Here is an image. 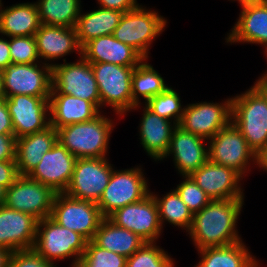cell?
Masks as SVG:
<instances>
[{
  "instance_id": "cell-50",
  "label": "cell",
  "mask_w": 267,
  "mask_h": 267,
  "mask_svg": "<svg viewBox=\"0 0 267 267\" xmlns=\"http://www.w3.org/2000/svg\"><path fill=\"white\" fill-rule=\"evenodd\" d=\"M3 97L2 70H0V98Z\"/></svg>"
},
{
  "instance_id": "cell-38",
  "label": "cell",
  "mask_w": 267,
  "mask_h": 267,
  "mask_svg": "<svg viewBox=\"0 0 267 267\" xmlns=\"http://www.w3.org/2000/svg\"><path fill=\"white\" fill-rule=\"evenodd\" d=\"M183 178V181L174 190L194 214L204 208L211 199L190 176H183Z\"/></svg>"
},
{
  "instance_id": "cell-9",
  "label": "cell",
  "mask_w": 267,
  "mask_h": 267,
  "mask_svg": "<svg viewBox=\"0 0 267 267\" xmlns=\"http://www.w3.org/2000/svg\"><path fill=\"white\" fill-rule=\"evenodd\" d=\"M8 64L2 70L3 97L28 95L49 99L52 89V64Z\"/></svg>"
},
{
  "instance_id": "cell-28",
  "label": "cell",
  "mask_w": 267,
  "mask_h": 267,
  "mask_svg": "<svg viewBox=\"0 0 267 267\" xmlns=\"http://www.w3.org/2000/svg\"><path fill=\"white\" fill-rule=\"evenodd\" d=\"M197 251L201 260L194 267H257L260 264L243 241Z\"/></svg>"
},
{
  "instance_id": "cell-17",
  "label": "cell",
  "mask_w": 267,
  "mask_h": 267,
  "mask_svg": "<svg viewBox=\"0 0 267 267\" xmlns=\"http://www.w3.org/2000/svg\"><path fill=\"white\" fill-rule=\"evenodd\" d=\"M190 177L211 200L244 199L243 178L231 168L208 160Z\"/></svg>"
},
{
  "instance_id": "cell-30",
  "label": "cell",
  "mask_w": 267,
  "mask_h": 267,
  "mask_svg": "<svg viewBox=\"0 0 267 267\" xmlns=\"http://www.w3.org/2000/svg\"><path fill=\"white\" fill-rule=\"evenodd\" d=\"M93 241L99 247L126 258L130 257L145 243L138 235L117 226L108 217L102 219Z\"/></svg>"
},
{
  "instance_id": "cell-49",
  "label": "cell",
  "mask_w": 267,
  "mask_h": 267,
  "mask_svg": "<svg viewBox=\"0 0 267 267\" xmlns=\"http://www.w3.org/2000/svg\"><path fill=\"white\" fill-rule=\"evenodd\" d=\"M236 1H238L240 5L265 2V0H236Z\"/></svg>"
},
{
  "instance_id": "cell-39",
  "label": "cell",
  "mask_w": 267,
  "mask_h": 267,
  "mask_svg": "<svg viewBox=\"0 0 267 267\" xmlns=\"http://www.w3.org/2000/svg\"><path fill=\"white\" fill-rule=\"evenodd\" d=\"M8 267H56L34 249L18 250L11 253Z\"/></svg>"
},
{
  "instance_id": "cell-5",
  "label": "cell",
  "mask_w": 267,
  "mask_h": 267,
  "mask_svg": "<svg viewBox=\"0 0 267 267\" xmlns=\"http://www.w3.org/2000/svg\"><path fill=\"white\" fill-rule=\"evenodd\" d=\"M167 21L156 11L138 8L123 13L113 36L124 44L132 46L148 60L150 45L165 30Z\"/></svg>"
},
{
  "instance_id": "cell-44",
  "label": "cell",
  "mask_w": 267,
  "mask_h": 267,
  "mask_svg": "<svg viewBox=\"0 0 267 267\" xmlns=\"http://www.w3.org/2000/svg\"><path fill=\"white\" fill-rule=\"evenodd\" d=\"M9 41L0 38V70H4L8 64H11Z\"/></svg>"
},
{
  "instance_id": "cell-40",
  "label": "cell",
  "mask_w": 267,
  "mask_h": 267,
  "mask_svg": "<svg viewBox=\"0 0 267 267\" xmlns=\"http://www.w3.org/2000/svg\"><path fill=\"white\" fill-rule=\"evenodd\" d=\"M16 160L0 161V185L6 189L19 177Z\"/></svg>"
},
{
  "instance_id": "cell-31",
  "label": "cell",
  "mask_w": 267,
  "mask_h": 267,
  "mask_svg": "<svg viewBox=\"0 0 267 267\" xmlns=\"http://www.w3.org/2000/svg\"><path fill=\"white\" fill-rule=\"evenodd\" d=\"M146 61L147 59L137 65L132 74V110L140 108V96L144 98L146 103L150 98L160 94L168 87L159 72Z\"/></svg>"
},
{
  "instance_id": "cell-18",
  "label": "cell",
  "mask_w": 267,
  "mask_h": 267,
  "mask_svg": "<svg viewBox=\"0 0 267 267\" xmlns=\"http://www.w3.org/2000/svg\"><path fill=\"white\" fill-rule=\"evenodd\" d=\"M76 159L57 141L28 177L51 187L56 193H64L71 181Z\"/></svg>"
},
{
  "instance_id": "cell-21",
  "label": "cell",
  "mask_w": 267,
  "mask_h": 267,
  "mask_svg": "<svg viewBox=\"0 0 267 267\" xmlns=\"http://www.w3.org/2000/svg\"><path fill=\"white\" fill-rule=\"evenodd\" d=\"M82 57L89 63H113L136 67L145 58L132 46L117 40L113 35L94 38L82 47Z\"/></svg>"
},
{
  "instance_id": "cell-13",
  "label": "cell",
  "mask_w": 267,
  "mask_h": 267,
  "mask_svg": "<svg viewBox=\"0 0 267 267\" xmlns=\"http://www.w3.org/2000/svg\"><path fill=\"white\" fill-rule=\"evenodd\" d=\"M56 192L49 186L19 176L6 189L5 206L32 215L38 221L50 217Z\"/></svg>"
},
{
  "instance_id": "cell-47",
  "label": "cell",
  "mask_w": 267,
  "mask_h": 267,
  "mask_svg": "<svg viewBox=\"0 0 267 267\" xmlns=\"http://www.w3.org/2000/svg\"><path fill=\"white\" fill-rule=\"evenodd\" d=\"M11 251L0 247V267H8Z\"/></svg>"
},
{
  "instance_id": "cell-48",
  "label": "cell",
  "mask_w": 267,
  "mask_h": 267,
  "mask_svg": "<svg viewBox=\"0 0 267 267\" xmlns=\"http://www.w3.org/2000/svg\"><path fill=\"white\" fill-rule=\"evenodd\" d=\"M6 188L0 185V206L5 204Z\"/></svg>"
},
{
  "instance_id": "cell-46",
  "label": "cell",
  "mask_w": 267,
  "mask_h": 267,
  "mask_svg": "<svg viewBox=\"0 0 267 267\" xmlns=\"http://www.w3.org/2000/svg\"><path fill=\"white\" fill-rule=\"evenodd\" d=\"M256 165L267 172V146L256 155Z\"/></svg>"
},
{
  "instance_id": "cell-1",
  "label": "cell",
  "mask_w": 267,
  "mask_h": 267,
  "mask_svg": "<svg viewBox=\"0 0 267 267\" xmlns=\"http://www.w3.org/2000/svg\"><path fill=\"white\" fill-rule=\"evenodd\" d=\"M244 199L211 200L199 212L193 214L188 234L198 250L225 246L242 241L237 230V220Z\"/></svg>"
},
{
  "instance_id": "cell-11",
  "label": "cell",
  "mask_w": 267,
  "mask_h": 267,
  "mask_svg": "<svg viewBox=\"0 0 267 267\" xmlns=\"http://www.w3.org/2000/svg\"><path fill=\"white\" fill-rule=\"evenodd\" d=\"M208 142L209 160L233 169L242 178L250 171L249 161L256 163V154L249 148L246 139L233 122L222 128Z\"/></svg>"
},
{
  "instance_id": "cell-22",
  "label": "cell",
  "mask_w": 267,
  "mask_h": 267,
  "mask_svg": "<svg viewBox=\"0 0 267 267\" xmlns=\"http://www.w3.org/2000/svg\"><path fill=\"white\" fill-rule=\"evenodd\" d=\"M237 23L225 38L226 43L261 44L267 54V3L241 5Z\"/></svg>"
},
{
  "instance_id": "cell-20",
  "label": "cell",
  "mask_w": 267,
  "mask_h": 267,
  "mask_svg": "<svg viewBox=\"0 0 267 267\" xmlns=\"http://www.w3.org/2000/svg\"><path fill=\"white\" fill-rule=\"evenodd\" d=\"M205 141L204 138L185 131L177 125L164 158L172 155L178 173L181 176H190L209 160V147L205 148Z\"/></svg>"
},
{
  "instance_id": "cell-12",
  "label": "cell",
  "mask_w": 267,
  "mask_h": 267,
  "mask_svg": "<svg viewBox=\"0 0 267 267\" xmlns=\"http://www.w3.org/2000/svg\"><path fill=\"white\" fill-rule=\"evenodd\" d=\"M111 165L107 157L76 159L71 181L64 193L75 199L97 203L112 175Z\"/></svg>"
},
{
  "instance_id": "cell-2",
  "label": "cell",
  "mask_w": 267,
  "mask_h": 267,
  "mask_svg": "<svg viewBox=\"0 0 267 267\" xmlns=\"http://www.w3.org/2000/svg\"><path fill=\"white\" fill-rule=\"evenodd\" d=\"M113 127L112 119L100 113L92 120L57 129V141L77 159L103 158L108 152Z\"/></svg>"
},
{
  "instance_id": "cell-33",
  "label": "cell",
  "mask_w": 267,
  "mask_h": 267,
  "mask_svg": "<svg viewBox=\"0 0 267 267\" xmlns=\"http://www.w3.org/2000/svg\"><path fill=\"white\" fill-rule=\"evenodd\" d=\"M154 197L159 214L161 226L164 222H169L175 227L185 229L188 232L193 222V213L188 209L186 204L179 197L178 193L173 189L162 198L150 192Z\"/></svg>"
},
{
  "instance_id": "cell-3",
  "label": "cell",
  "mask_w": 267,
  "mask_h": 267,
  "mask_svg": "<svg viewBox=\"0 0 267 267\" xmlns=\"http://www.w3.org/2000/svg\"><path fill=\"white\" fill-rule=\"evenodd\" d=\"M231 122L256 155L267 146V100L254 85L232 97Z\"/></svg>"
},
{
  "instance_id": "cell-14",
  "label": "cell",
  "mask_w": 267,
  "mask_h": 267,
  "mask_svg": "<svg viewBox=\"0 0 267 267\" xmlns=\"http://www.w3.org/2000/svg\"><path fill=\"white\" fill-rule=\"evenodd\" d=\"M223 102L219 104L204 101L187 104L178 126L208 142L231 122L232 98H227Z\"/></svg>"
},
{
  "instance_id": "cell-32",
  "label": "cell",
  "mask_w": 267,
  "mask_h": 267,
  "mask_svg": "<svg viewBox=\"0 0 267 267\" xmlns=\"http://www.w3.org/2000/svg\"><path fill=\"white\" fill-rule=\"evenodd\" d=\"M41 24L74 28L82 11L81 0H38Z\"/></svg>"
},
{
  "instance_id": "cell-41",
  "label": "cell",
  "mask_w": 267,
  "mask_h": 267,
  "mask_svg": "<svg viewBox=\"0 0 267 267\" xmlns=\"http://www.w3.org/2000/svg\"><path fill=\"white\" fill-rule=\"evenodd\" d=\"M16 136L0 134V161L16 160Z\"/></svg>"
},
{
  "instance_id": "cell-19",
  "label": "cell",
  "mask_w": 267,
  "mask_h": 267,
  "mask_svg": "<svg viewBox=\"0 0 267 267\" xmlns=\"http://www.w3.org/2000/svg\"><path fill=\"white\" fill-rule=\"evenodd\" d=\"M37 224L32 215L0 206V247L11 252L33 249Z\"/></svg>"
},
{
  "instance_id": "cell-29",
  "label": "cell",
  "mask_w": 267,
  "mask_h": 267,
  "mask_svg": "<svg viewBox=\"0 0 267 267\" xmlns=\"http://www.w3.org/2000/svg\"><path fill=\"white\" fill-rule=\"evenodd\" d=\"M122 15L123 12L119 10L102 7L91 12L80 13L74 27L79 45L83 47L94 38L113 35Z\"/></svg>"
},
{
  "instance_id": "cell-8",
  "label": "cell",
  "mask_w": 267,
  "mask_h": 267,
  "mask_svg": "<svg viewBox=\"0 0 267 267\" xmlns=\"http://www.w3.org/2000/svg\"><path fill=\"white\" fill-rule=\"evenodd\" d=\"M52 63L51 94L72 95L91 103L101 110V99L92 65L80 56L77 62Z\"/></svg>"
},
{
  "instance_id": "cell-45",
  "label": "cell",
  "mask_w": 267,
  "mask_h": 267,
  "mask_svg": "<svg viewBox=\"0 0 267 267\" xmlns=\"http://www.w3.org/2000/svg\"><path fill=\"white\" fill-rule=\"evenodd\" d=\"M254 86L261 92V94L267 100V71L259 77L258 80L254 83Z\"/></svg>"
},
{
  "instance_id": "cell-6",
  "label": "cell",
  "mask_w": 267,
  "mask_h": 267,
  "mask_svg": "<svg viewBox=\"0 0 267 267\" xmlns=\"http://www.w3.org/2000/svg\"><path fill=\"white\" fill-rule=\"evenodd\" d=\"M98 85L101 108L111 106L122 117L132 111V74L135 67H125L113 63H91Z\"/></svg>"
},
{
  "instance_id": "cell-15",
  "label": "cell",
  "mask_w": 267,
  "mask_h": 267,
  "mask_svg": "<svg viewBox=\"0 0 267 267\" xmlns=\"http://www.w3.org/2000/svg\"><path fill=\"white\" fill-rule=\"evenodd\" d=\"M108 218L117 226L132 231L145 242H156L163 229L158 207L151 193L139 202L117 209Z\"/></svg>"
},
{
  "instance_id": "cell-34",
  "label": "cell",
  "mask_w": 267,
  "mask_h": 267,
  "mask_svg": "<svg viewBox=\"0 0 267 267\" xmlns=\"http://www.w3.org/2000/svg\"><path fill=\"white\" fill-rule=\"evenodd\" d=\"M145 106L161 118L173 121L175 125H179L185 108L181 105L179 94L169 86L160 94L150 98Z\"/></svg>"
},
{
  "instance_id": "cell-23",
  "label": "cell",
  "mask_w": 267,
  "mask_h": 267,
  "mask_svg": "<svg viewBox=\"0 0 267 267\" xmlns=\"http://www.w3.org/2000/svg\"><path fill=\"white\" fill-rule=\"evenodd\" d=\"M34 37L41 63L44 59V63L49 64L47 61L57 60L74 51L82 56L75 28L41 24Z\"/></svg>"
},
{
  "instance_id": "cell-43",
  "label": "cell",
  "mask_w": 267,
  "mask_h": 267,
  "mask_svg": "<svg viewBox=\"0 0 267 267\" xmlns=\"http://www.w3.org/2000/svg\"><path fill=\"white\" fill-rule=\"evenodd\" d=\"M0 134H14L11 115L4 97L0 98Z\"/></svg>"
},
{
  "instance_id": "cell-36",
  "label": "cell",
  "mask_w": 267,
  "mask_h": 267,
  "mask_svg": "<svg viewBox=\"0 0 267 267\" xmlns=\"http://www.w3.org/2000/svg\"><path fill=\"white\" fill-rule=\"evenodd\" d=\"M125 256L99 247L93 240L88 241L78 267H126Z\"/></svg>"
},
{
  "instance_id": "cell-35",
  "label": "cell",
  "mask_w": 267,
  "mask_h": 267,
  "mask_svg": "<svg viewBox=\"0 0 267 267\" xmlns=\"http://www.w3.org/2000/svg\"><path fill=\"white\" fill-rule=\"evenodd\" d=\"M173 258L155 242H145L126 260V267H174Z\"/></svg>"
},
{
  "instance_id": "cell-37",
  "label": "cell",
  "mask_w": 267,
  "mask_h": 267,
  "mask_svg": "<svg viewBox=\"0 0 267 267\" xmlns=\"http://www.w3.org/2000/svg\"><path fill=\"white\" fill-rule=\"evenodd\" d=\"M9 47H10L9 52L11 56V63L40 64L41 61L38 54L37 43L34 36L9 37Z\"/></svg>"
},
{
  "instance_id": "cell-4",
  "label": "cell",
  "mask_w": 267,
  "mask_h": 267,
  "mask_svg": "<svg viewBox=\"0 0 267 267\" xmlns=\"http://www.w3.org/2000/svg\"><path fill=\"white\" fill-rule=\"evenodd\" d=\"M88 240L80 233L60 226L51 217L38 221L33 249L44 259L54 261L75 257L71 267H78Z\"/></svg>"
},
{
  "instance_id": "cell-24",
  "label": "cell",
  "mask_w": 267,
  "mask_h": 267,
  "mask_svg": "<svg viewBox=\"0 0 267 267\" xmlns=\"http://www.w3.org/2000/svg\"><path fill=\"white\" fill-rule=\"evenodd\" d=\"M143 108V117L139 126L140 144L151 158L161 161L169 150L171 136L177 125L154 114L146 106Z\"/></svg>"
},
{
  "instance_id": "cell-7",
  "label": "cell",
  "mask_w": 267,
  "mask_h": 267,
  "mask_svg": "<svg viewBox=\"0 0 267 267\" xmlns=\"http://www.w3.org/2000/svg\"><path fill=\"white\" fill-rule=\"evenodd\" d=\"M142 168L113 169L109 183L96 203L103 217L117 209L141 201L150 194Z\"/></svg>"
},
{
  "instance_id": "cell-42",
  "label": "cell",
  "mask_w": 267,
  "mask_h": 267,
  "mask_svg": "<svg viewBox=\"0 0 267 267\" xmlns=\"http://www.w3.org/2000/svg\"><path fill=\"white\" fill-rule=\"evenodd\" d=\"M99 7L105 9L119 10L123 13L138 8L137 0H97Z\"/></svg>"
},
{
  "instance_id": "cell-25",
  "label": "cell",
  "mask_w": 267,
  "mask_h": 267,
  "mask_svg": "<svg viewBox=\"0 0 267 267\" xmlns=\"http://www.w3.org/2000/svg\"><path fill=\"white\" fill-rule=\"evenodd\" d=\"M102 111L90 101L64 94H50V124L57 130L66 125L92 120Z\"/></svg>"
},
{
  "instance_id": "cell-10",
  "label": "cell",
  "mask_w": 267,
  "mask_h": 267,
  "mask_svg": "<svg viewBox=\"0 0 267 267\" xmlns=\"http://www.w3.org/2000/svg\"><path fill=\"white\" fill-rule=\"evenodd\" d=\"M60 226L93 240L104 218L99 207L90 200H79L65 193H56L50 216Z\"/></svg>"
},
{
  "instance_id": "cell-26",
  "label": "cell",
  "mask_w": 267,
  "mask_h": 267,
  "mask_svg": "<svg viewBox=\"0 0 267 267\" xmlns=\"http://www.w3.org/2000/svg\"><path fill=\"white\" fill-rule=\"evenodd\" d=\"M56 142L57 130L51 124L41 131L17 138L16 166L19 175L28 176Z\"/></svg>"
},
{
  "instance_id": "cell-16",
  "label": "cell",
  "mask_w": 267,
  "mask_h": 267,
  "mask_svg": "<svg viewBox=\"0 0 267 267\" xmlns=\"http://www.w3.org/2000/svg\"><path fill=\"white\" fill-rule=\"evenodd\" d=\"M6 99L16 138L41 131L50 125L49 99L14 95Z\"/></svg>"
},
{
  "instance_id": "cell-27",
  "label": "cell",
  "mask_w": 267,
  "mask_h": 267,
  "mask_svg": "<svg viewBox=\"0 0 267 267\" xmlns=\"http://www.w3.org/2000/svg\"><path fill=\"white\" fill-rule=\"evenodd\" d=\"M0 0V34L8 37L34 36L41 22L36 3H19L2 8Z\"/></svg>"
}]
</instances>
